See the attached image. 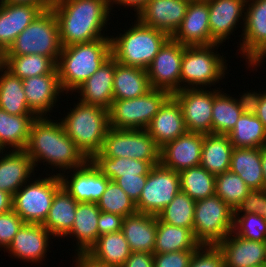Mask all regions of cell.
<instances>
[{
    "label": "cell",
    "mask_w": 266,
    "mask_h": 267,
    "mask_svg": "<svg viewBox=\"0 0 266 267\" xmlns=\"http://www.w3.org/2000/svg\"><path fill=\"white\" fill-rule=\"evenodd\" d=\"M24 151L32 159L34 168H39L38 163H43L52 169V173L58 169V176L61 171L64 173L79 168L89 160L65 133L61 121L47 116L37 117L33 121Z\"/></svg>",
    "instance_id": "1"
},
{
    "label": "cell",
    "mask_w": 266,
    "mask_h": 267,
    "mask_svg": "<svg viewBox=\"0 0 266 267\" xmlns=\"http://www.w3.org/2000/svg\"><path fill=\"white\" fill-rule=\"evenodd\" d=\"M51 9L57 18L62 47L110 39L105 34L110 14L113 16L110 0H71L55 3Z\"/></svg>",
    "instance_id": "2"
},
{
    "label": "cell",
    "mask_w": 266,
    "mask_h": 267,
    "mask_svg": "<svg viewBox=\"0 0 266 267\" xmlns=\"http://www.w3.org/2000/svg\"><path fill=\"white\" fill-rule=\"evenodd\" d=\"M110 56L111 39L62 47L56 68L65 94L72 95Z\"/></svg>",
    "instance_id": "3"
},
{
    "label": "cell",
    "mask_w": 266,
    "mask_h": 267,
    "mask_svg": "<svg viewBox=\"0 0 266 267\" xmlns=\"http://www.w3.org/2000/svg\"><path fill=\"white\" fill-rule=\"evenodd\" d=\"M131 24L115 38L110 34L111 56L121 64L147 70L170 36L144 25L137 18Z\"/></svg>",
    "instance_id": "4"
},
{
    "label": "cell",
    "mask_w": 266,
    "mask_h": 267,
    "mask_svg": "<svg viewBox=\"0 0 266 267\" xmlns=\"http://www.w3.org/2000/svg\"><path fill=\"white\" fill-rule=\"evenodd\" d=\"M76 103L73 108L70 107L65 117L59 120L68 137L88 159H91L103 147L110 128L109 112L96 105L84 104L81 101Z\"/></svg>",
    "instance_id": "5"
},
{
    "label": "cell",
    "mask_w": 266,
    "mask_h": 267,
    "mask_svg": "<svg viewBox=\"0 0 266 267\" xmlns=\"http://www.w3.org/2000/svg\"><path fill=\"white\" fill-rule=\"evenodd\" d=\"M220 46H186L181 65V89L210 88L226 79L228 63L226 56L217 51Z\"/></svg>",
    "instance_id": "6"
},
{
    "label": "cell",
    "mask_w": 266,
    "mask_h": 267,
    "mask_svg": "<svg viewBox=\"0 0 266 267\" xmlns=\"http://www.w3.org/2000/svg\"><path fill=\"white\" fill-rule=\"evenodd\" d=\"M59 27L52 9L41 14L15 39L4 55L39 54L58 62L61 53Z\"/></svg>",
    "instance_id": "7"
},
{
    "label": "cell",
    "mask_w": 266,
    "mask_h": 267,
    "mask_svg": "<svg viewBox=\"0 0 266 267\" xmlns=\"http://www.w3.org/2000/svg\"><path fill=\"white\" fill-rule=\"evenodd\" d=\"M34 177L13 195L12 209L24 223L43 224L48 216L56 191L62 186L55 173ZM37 178V179H36ZM33 180V181H32Z\"/></svg>",
    "instance_id": "8"
},
{
    "label": "cell",
    "mask_w": 266,
    "mask_h": 267,
    "mask_svg": "<svg viewBox=\"0 0 266 267\" xmlns=\"http://www.w3.org/2000/svg\"><path fill=\"white\" fill-rule=\"evenodd\" d=\"M170 96L166 90L151 88L137 98L113 100L109 125L114 129H146Z\"/></svg>",
    "instance_id": "9"
},
{
    "label": "cell",
    "mask_w": 266,
    "mask_h": 267,
    "mask_svg": "<svg viewBox=\"0 0 266 267\" xmlns=\"http://www.w3.org/2000/svg\"><path fill=\"white\" fill-rule=\"evenodd\" d=\"M234 210L216 194L196 201L193 234L201 245L217 246L233 231Z\"/></svg>",
    "instance_id": "10"
},
{
    "label": "cell",
    "mask_w": 266,
    "mask_h": 267,
    "mask_svg": "<svg viewBox=\"0 0 266 267\" xmlns=\"http://www.w3.org/2000/svg\"><path fill=\"white\" fill-rule=\"evenodd\" d=\"M160 147L146 129L109 128L101 153L108 158H131L160 164Z\"/></svg>",
    "instance_id": "11"
},
{
    "label": "cell",
    "mask_w": 266,
    "mask_h": 267,
    "mask_svg": "<svg viewBox=\"0 0 266 267\" xmlns=\"http://www.w3.org/2000/svg\"><path fill=\"white\" fill-rule=\"evenodd\" d=\"M239 52L246 61L247 70L254 72L266 58V0H247ZM242 41V42H241ZM263 60V61H262ZM252 67V69H251ZM254 67V68H253Z\"/></svg>",
    "instance_id": "12"
},
{
    "label": "cell",
    "mask_w": 266,
    "mask_h": 267,
    "mask_svg": "<svg viewBox=\"0 0 266 267\" xmlns=\"http://www.w3.org/2000/svg\"><path fill=\"white\" fill-rule=\"evenodd\" d=\"M180 191L179 172L161 163L152 167L139 200L135 203L137 213L157 215Z\"/></svg>",
    "instance_id": "13"
},
{
    "label": "cell",
    "mask_w": 266,
    "mask_h": 267,
    "mask_svg": "<svg viewBox=\"0 0 266 267\" xmlns=\"http://www.w3.org/2000/svg\"><path fill=\"white\" fill-rule=\"evenodd\" d=\"M186 46L171 37L160 48L147 68L151 88L163 89L171 95L181 90V65Z\"/></svg>",
    "instance_id": "14"
},
{
    "label": "cell",
    "mask_w": 266,
    "mask_h": 267,
    "mask_svg": "<svg viewBox=\"0 0 266 267\" xmlns=\"http://www.w3.org/2000/svg\"><path fill=\"white\" fill-rule=\"evenodd\" d=\"M172 96L181 106L187 132L212 134L213 88L181 89Z\"/></svg>",
    "instance_id": "15"
},
{
    "label": "cell",
    "mask_w": 266,
    "mask_h": 267,
    "mask_svg": "<svg viewBox=\"0 0 266 267\" xmlns=\"http://www.w3.org/2000/svg\"><path fill=\"white\" fill-rule=\"evenodd\" d=\"M59 177L62 187L78 203H97L110 181L90 159L83 166L61 173Z\"/></svg>",
    "instance_id": "16"
},
{
    "label": "cell",
    "mask_w": 266,
    "mask_h": 267,
    "mask_svg": "<svg viewBox=\"0 0 266 267\" xmlns=\"http://www.w3.org/2000/svg\"><path fill=\"white\" fill-rule=\"evenodd\" d=\"M55 237L42 225L24 223L18 230L6 252L17 261L43 264L49 250L50 240Z\"/></svg>",
    "instance_id": "17"
},
{
    "label": "cell",
    "mask_w": 266,
    "mask_h": 267,
    "mask_svg": "<svg viewBox=\"0 0 266 267\" xmlns=\"http://www.w3.org/2000/svg\"><path fill=\"white\" fill-rule=\"evenodd\" d=\"M22 82L29 109L37 117H52L50 113L54 112V106H57L58 99H61L59 96L65 93L59 81V74L29 77Z\"/></svg>",
    "instance_id": "18"
},
{
    "label": "cell",
    "mask_w": 266,
    "mask_h": 267,
    "mask_svg": "<svg viewBox=\"0 0 266 267\" xmlns=\"http://www.w3.org/2000/svg\"><path fill=\"white\" fill-rule=\"evenodd\" d=\"M204 134L186 132L160 149V163L175 172L200 166Z\"/></svg>",
    "instance_id": "19"
},
{
    "label": "cell",
    "mask_w": 266,
    "mask_h": 267,
    "mask_svg": "<svg viewBox=\"0 0 266 267\" xmlns=\"http://www.w3.org/2000/svg\"><path fill=\"white\" fill-rule=\"evenodd\" d=\"M207 2L211 38L217 44L222 45L227 39L229 40L231 34L233 35V32L239 28L237 26L242 25L243 30L247 0H208Z\"/></svg>",
    "instance_id": "20"
},
{
    "label": "cell",
    "mask_w": 266,
    "mask_h": 267,
    "mask_svg": "<svg viewBox=\"0 0 266 267\" xmlns=\"http://www.w3.org/2000/svg\"><path fill=\"white\" fill-rule=\"evenodd\" d=\"M171 38L184 46L217 44L211 38L207 1H190L186 15Z\"/></svg>",
    "instance_id": "21"
},
{
    "label": "cell",
    "mask_w": 266,
    "mask_h": 267,
    "mask_svg": "<svg viewBox=\"0 0 266 267\" xmlns=\"http://www.w3.org/2000/svg\"><path fill=\"white\" fill-rule=\"evenodd\" d=\"M189 3L190 0H150L135 17L171 37L185 17Z\"/></svg>",
    "instance_id": "22"
},
{
    "label": "cell",
    "mask_w": 266,
    "mask_h": 267,
    "mask_svg": "<svg viewBox=\"0 0 266 267\" xmlns=\"http://www.w3.org/2000/svg\"><path fill=\"white\" fill-rule=\"evenodd\" d=\"M217 247L222 251L225 267H266V242L244 239L231 232Z\"/></svg>",
    "instance_id": "23"
},
{
    "label": "cell",
    "mask_w": 266,
    "mask_h": 267,
    "mask_svg": "<svg viewBox=\"0 0 266 267\" xmlns=\"http://www.w3.org/2000/svg\"><path fill=\"white\" fill-rule=\"evenodd\" d=\"M117 61L110 56L99 69L74 92L84 104L96 105L109 110L114 100L113 80Z\"/></svg>",
    "instance_id": "24"
},
{
    "label": "cell",
    "mask_w": 266,
    "mask_h": 267,
    "mask_svg": "<svg viewBox=\"0 0 266 267\" xmlns=\"http://www.w3.org/2000/svg\"><path fill=\"white\" fill-rule=\"evenodd\" d=\"M42 11L39 6L32 4L0 2V51L3 54Z\"/></svg>",
    "instance_id": "25"
},
{
    "label": "cell",
    "mask_w": 266,
    "mask_h": 267,
    "mask_svg": "<svg viewBox=\"0 0 266 267\" xmlns=\"http://www.w3.org/2000/svg\"><path fill=\"white\" fill-rule=\"evenodd\" d=\"M35 170L39 169L34 168L32 159L24 150L0 152V190L13 196L21 186L33 179Z\"/></svg>",
    "instance_id": "26"
},
{
    "label": "cell",
    "mask_w": 266,
    "mask_h": 267,
    "mask_svg": "<svg viewBox=\"0 0 266 267\" xmlns=\"http://www.w3.org/2000/svg\"><path fill=\"white\" fill-rule=\"evenodd\" d=\"M161 148L187 132L180 104L171 95L146 128Z\"/></svg>",
    "instance_id": "27"
},
{
    "label": "cell",
    "mask_w": 266,
    "mask_h": 267,
    "mask_svg": "<svg viewBox=\"0 0 266 267\" xmlns=\"http://www.w3.org/2000/svg\"><path fill=\"white\" fill-rule=\"evenodd\" d=\"M222 90L220 87L213 89L212 134L228 135L249 108V100L247 92L235 98Z\"/></svg>",
    "instance_id": "28"
},
{
    "label": "cell",
    "mask_w": 266,
    "mask_h": 267,
    "mask_svg": "<svg viewBox=\"0 0 266 267\" xmlns=\"http://www.w3.org/2000/svg\"><path fill=\"white\" fill-rule=\"evenodd\" d=\"M101 210L97 203H78L71 230L64 236L76 241L74 253H88L99 237L98 218Z\"/></svg>",
    "instance_id": "29"
},
{
    "label": "cell",
    "mask_w": 266,
    "mask_h": 267,
    "mask_svg": "<svg viewBox=\"0 0 266 267\" xmlns=\"http://www.w3.org/2000/svg\"><path fill=\"white\" fill-rule=\"evenodd\" d=\"M122 232L132 252L154 253L157 215L136 213L123 218Z\"/></svg>",
    "instance_id": "30"
},
{
    "label": "cell",
    "mask_w": 266,
    "mask_h": 267,
    "mask_svg": "<svg viewBox=\"0 0 266 267\" xmlns=\"http://www.w3.org/2000/svg\"><path fill=\"white\" fill-rule=\"evenodd\" d=\"M78 202L60 187L53 198L48 216L42 224L55 238L63 239L72 228Z\"/></svg>",
    "instance_id": "31"
},
{
    "label": "cell",
    "mask_w": 266,
    "mask_h": 267,
    "mask_svg": "<svg viewBox=\"0 0 266 267\" xmlns=\"http://www.w3.org/2000/svg\"><path fill=\"white\" fill-rule=\"evenodd\" d=\"M150 89L147 70L117 62L113 80L114 100L137 98Z\"/></svg>",
    "instance_id": "32"
},
{
    "label": "cell",
    "mask_w": 266,
    "mask_h": 267,
    "mask_svg": "<svg viewBox=\"0 0 266 267\" xmlns=\"http://www.w3.org/2000/svg\"><path fill=\"white\" fill-rule=\"evenodd\" d=\"M36 115H11L0 108V146L5 151L24 150Z\"/></svg>",
    "instance_id": "33"
},
{
    "label": "cell",
    "mask_w": 266,
    "mask_h": 267,
    "mask_svg": "<svg viewBox=\"0 0 266 267\" xmlns=\"http://www.w3.org/2000/svg\"><path fill=\"white\" fill-rule=\"evenodd\" d=\"M233 148L228 135L204 134L200 166L214 175L229 171Z\"/></svg>",
    "instance_id": "34"
},
{
    "label": "cell",
    "mask_w": 266,
    "mask_h": 267,
    "mask_svg": "<svg viewBox=\"0 0 266 267\" xmlns=\"http://www.w3.org/2000/svg\"><path fill=\"white\" fill-rule=\"evenodd\" d=\"M230 171L238 174L251 189H264L261 148H233Z\"/></svg>",
    "instance_id": "35"
},
{
    "label": "cell",
    "mask_w": 266,
    "mask_h": 267,
    "mask_svg": "<svg viewBox=\"0 0 266 267\" xmlns=\"http://www.w3.org/2000/svg\"><path fill=\"white\" fill-rule=\"evenodd\" d=\"M129 243L122 231L98 237L88 254L107 267H122L131 255Z\"/></svg>",
    "instance_id": "36"
},
{
    "label": "cell",
    "mask_w": 266,
    "mask_h": 267,
    "mask_svg": "<svg viewBox=\"0 0 266 267\" xmlns=\"http://www.w3.org/2000/svg\"><path fill=\"white\" fill-rule=\"evenodd\" d=\"M228 137L235 148L266 146V128L250 108L241 115Z\"/></svg>",
    "instance_id": "37"
},
{
    "label": "cell",
    "mask_w": 266,
    "mask_h": 267,
    "mask_svg": "<svg viewBox=\"0 0 266 267\" xmlns=\"http://www.w3.org/2000/svg\"><path fill=\"white\" fill-rule=\"evenodd\" d=\"M200 246L193 230L166 224L157 218L154 253L197 250Z\"/></svg>",
    "instance_id": "38"
},
{
    "label": "cell",
    "mask_w": 266,
    "mask_h": 267,
    "mask_svg": "<svg viewBox=\"0 0 266 267\" xmlns=\"http://www.w3.org/2000/svg\"><path fill=\"white\" fill-rule=\"evenodd\" d=\"M0 108L11 115H35L27 105L22 80L4 66L0 69Z\"/></svg>",
    "instance_id": "39"
},
{
    "label": "cell",
    "mask_w": 266,
    "mask_h": 267,
    "mask_svg": "<svg viewBox=\"0 0 266 267\" xmlns=\"http://www.w3.org/2000/svg\"><path fill=\"white\" fill-rule=\"evenodd\" d=\"M56 62L39 54L4 55L3 66L14 76L24 80L29 77L58 73Z\"/></svg>",
    "instance_id": "40"
},
{
    "label": "cell",
    "mask_w": 266,
    "mask_h": 267,
    "mask_svg": "<svg viewBox=\"0 0 266 267\" xmlns=\"http://www.w3.org/2000/svg\"><path fill=\"white\" fill-rule=\"evenodd\" d=\"M90 160L111 181L122 176L148 175L153 167L149 161L124 157L108 158L101 152L96 153Z\"/></svg>",
    "instance_id": "41"
},
{
    "label": "cell",
    "mask_w": 266,
    "mask_h": 267,
    "mask_svg": "<svg viewBox=\"0 0 266 267\" xmlns=\"http://www.w3.org/2000/svg\"><path fill=\"white\" fill-rule=\"evenodd\" d=\"M180 190L194 201L215 195L216 175L202 166L188 168L179 172Z\"/></svg>",
    "instance_id": "42"
},
{
    "label": "cell",
    "mask_w": 266,
    "mask_h": 267,
    "mask_svg": "<svg viewBox=\"0 0 266 267\" xmlns=\"http://www.w3.org/2000/svg\"><path fill=\"white\" fill-rule=\"evenodd\" d=\"M195 204L196 201L180 190L157 218L166 224L193 230Z\"/></svg>",
    "instance_id": "43"
},
{
    "label": "cell",
    "mask_w": 266,
    "mask_h": 267,
    "mask_svg": "<svg viewBox=\"0 0 266 267\" xmlns=\"http://www.w3.org/2000/svg\"><path fill=\"white\" fill-rule=\"evenodd\" d=\"M251 190L238 174L230 170L216 175L215 194L233 210Z\"/></svg>",
    "instance_id": "44"
},
{
    "label": "cell",
    "mask_w": 266,
    "mask_h": 267,
    "mask_svg": "<svg viewBox=\"0 0 266 267\" xmlns=\"http://www.w3.org/2000/svg\"><path fill=\"white\" fill-rule=\"evenodd\" d=\"M97 205L101 211L118 214L123 217L137 213L135 202L115 181L111 180L108 182Z\"/></svg>",
    "instance_id": "45"
},
{
    "label": "cell",
    "mask_w": 266,
    "mask_h": 267,
    "mask_svg": "<svg viewBox=\"0 0 266 267\" xmlns=\"http://www.w3.org/2000/svg\"><path fill=\"white\" fill-rule=\"evenodd\" d=\"M232 232L244 239L266 242V220L255 213L234 215Z\"/></svg>",
    "instance_id": "46"
},
{
    "label": "cell",
    "mask_w": 266,
    "mask_h": 267,
    "mask_svg": "<svg viewBox=\"0 0 266 267\" xmlns=\"http://www.w3.org/2000/svg\"><path fill=\"white\" fill-rule=\"evenodd\" d=\"M24 224L21 217L12 209L0 214V248L7 249L18 230Z\"/></svg>",
    "instance_id": "47"
},
{
    "label": "cell",
    "mask_w": 266,
    "mask_h": 267,
    "mask_svg": "<svg viewBox=\"0 0 266 267\" xmlns=\"http://www.w3.org/2000/svg\"><path fill=\"white\" fill-rule=\"evenodd\" d=\"M189 267H225L222 251L217 246L201 245L194 252Z\"/></svg>",
    "instance_id": "48"
},
{
    "label": "cell",
    "mask_w": 266,
    "mask_h": 267,
    "mask_svg": "<svg viewBox=\"0 0 266 267\" xmlns=\"http://www.w3.org/2000/svg\"><path fill=\"white\" fill-rule=\"evenodd\" d=\"M196 250L153 253L154 267H189Z\"/></svg>",
    "instance_id": "49"
},
{
    "label": "cell",
    "mask_w": 266,
    "mask_h": 267,
    "mask_svg": "<svg viewBox=\"0 0 266 267\" xmlns=\"http://www.w3.org/2000/svg\"><path fill=\"white\" fill-rule=\"evenodd\" d=\"M266 207V189H252L234 210V215L261 214Z\"/></svg>",
    "instance_id": "50"
},
{
    "label": "cell",
    "mask_w": 266,
    "mask_h": 267,
    "mask_svg": "<svg viewBox=\"0 0 266 267\" xmlns=\"http://www.w3.org/2000/svg\"><path fill=\"white\" fill-rule=\"evenodd\" d=\"M146 180L147 175H130L119 177L115 182L136 203L141 196Z\"/></svg>",
    "instance_id": "51"
},
{
    "label": "cell",
    "mask_w": 266,
    "mask_h": 267,
    "mask_svg": "<svg viewBox=\"0 0 266 267\" xmlns=\"http://www.w3.org/2000/svg\"><path fill=\"white\" fill-rule=\"evenodd\" d=\"M123 216L101 211L98 218L99 237L109 233L122 231Z\"/></svg>",
    "instance_id": "52"
},
{
    "label": "cell",
    "mask_w": 266,
    "mask_h": 267,
    "mask_svg": "<svg viewBox=\"0 0 266 267\" xmlns=\"http://www.w3.org/2000/svg\"><path fill=\"white\" fill-rule=\"evenodd\" d=\"M247 91L249 100V108L254 112L258 119L264 124L266 128V90L264 91Z\"/></svg>",
    "instance_id": "53"
},
{
    "label": "cell",
    "mask_w": 266,
    "mask_h": 267,
    "mask_svg": "<svg viewBox=\"0 0 266 267\" xmlns=\"http://www.w3.org/2000/svg\"><path fill=\"white\" fill-rule=\"evenodd\" d=\"M122 267H154L153 253L132 252Z\"/></svg>",
    "instance_id": "54"
},
{
    "label": "cell",
    "mask_w": 266,
    "mask_h": 267,
    "mask_svg": "<svg viewBox=\"0 0 266 267\" xmlns=\"http://www.w3.org/2000/svg\"><path fill=\"white\" fill-rule=\"evenodd\" d=\"M149 1L150 0H110V9L113 12L114 5L124 6L125 8L130 7V10L133 8L134 12H136L134 14L137 16Z\"/></svg>",
    "instance_id": "55"
},
{
    "label": "cell",
    "mask_w": 266,
    "mask_h": 267,
    "mask_svg": "<svg viewBox=\"0 0 266 267\" xmlns=\"http://www.w3.org/2000/svg\"><path fill=\"white\" fill-rule=\"evenodd\" d=\"M74 267H107L106 265L94 260L88 253L74 254Z\"/></svg>",
    "instance_id": "56"
},
{
    "label": "cell",
    "mask_w": 266,
    "mask_h": 267,
    "mask_svg": "<svg viewBox=\"0 0 266 267\" xmlns=\"http://www.w3.org/2000/svg\"><path fill=\"white\" fill-rule=\"evenodd\" d=\"M0 2L10 4H32L39 6L43 11L51 9L53 6V0H0Z\"/></svg>",
    "instance_id": "57"
},
{
    "label": "cell",
    "mask_w": 266,
    "mask_h": 267,
    "mask_svg": "<svg viewBox=\"0 0 266 267\" xmlns=\"http://www.w3.org/2000/svg\"><path fill=\"white\" fill-rule=\"evenodd\" d=\"M13 196L0 190V214L12 210Z\"/></svg>",
    "instance_id": "58"
},
{
    "label": "cell",
    "mask_w": 266,
    "mask_h": 267,
    "mask_svg": "<svg viewBox=\"0 0 266 267\" xmlns=\"http://www.w3.org/2000/svg\"><path fill=\"white\" fill-rule=\"evenodd\" d=\"M261 166L264 176V189H266V146L261 148Z\"/></svg>",
    "instance_id": "59"
},
{
    "label": "cell",
    "mask_w": 266,
    "mask_h": 267,
    "mask_svg": "<svg viewBox=\"0 0 266 267\" xmlns=\"http://www.w3.org/2000/svg\"><path fill=\"white\" fill-rule=\"evenodd\" d=\"M4 64V54L0 51V69L3 67Z\"/></svg>",
    "instance_id": "60"
},
{
    "label": "cell",
    "mask_w": 266,
    "mask_h": 267,
    "mask_svg": "<svg viewBox=\"0 0 266 267\" xmlns=\"http://www.w3.org/2000/svg\"><path fill=\"white\" fill-rule=\"evenodd\" d=\"M66 1H71V0H53V5H54L55 3H64V2H66Z\"/></svg>",
    "instance_id": "61"
},
{
    "label": "cell",
    "mask_w": 266,
    "mask_h": 267,
    "mask_svg": "<svg viewBox=\"0 0 266 267\" xmlns=\"http://www.w3.org/2000/svg\"><path fill=\"white\" fill-rule=\"evenodd\" d=\"M261 215H262L263 218L266 220V207H265V209L263 210V212L261 213Z\"/></svg>",
    "instance_id": "62"
},
{
    "label": "cell",
    "mask_w": 266,
    "mask_h": 267,
    "mask_svg": "<svg viewBox=\"0 0 266 267\" xmlns=\"http://www.w3.org/2000/svg\"><path fill=\"white\" fill-rule=\"evenodd\" d=\"M190 1H208V0H190Z\"/></svg>",
    "instance_id": "63"
}]
</instances>
